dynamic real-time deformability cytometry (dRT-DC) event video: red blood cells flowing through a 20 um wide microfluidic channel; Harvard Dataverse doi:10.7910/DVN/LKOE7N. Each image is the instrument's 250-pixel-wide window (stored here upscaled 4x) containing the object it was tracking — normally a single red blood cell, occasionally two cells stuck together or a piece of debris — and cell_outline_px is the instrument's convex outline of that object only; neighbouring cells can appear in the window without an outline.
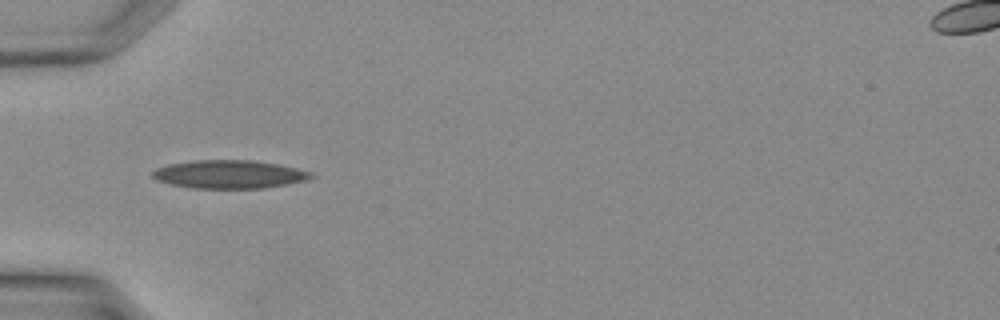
{"species": "Egyptian fruit bat (a non-hibernating species)", "species_latin": "Rousettus aegyptiacus", "temperature_condition": "warm", "stored_images_in_passage": 16, "camera_frame_rate_fps": 3000, "um_per_image_px": 0.085, "animal": {"sex": "female"}, "frame": {"image": 1, "passage_image": 1, "time_ms": 0.0, "image_size_px": [1000, 320], "cell_outline_px": [[316, 176], [308, 180], [264, 188], [192, 188], [172, 184], [156, 180], [152, 176], [152, 172], [156, 168], [168, 164], [192, 160], [256, 160], [280, 164], [312, 172]], "centroid_in_image_um": [19.51, 14.8], "position_along_channel_um": 65.5, "area_um2": 26.3}}